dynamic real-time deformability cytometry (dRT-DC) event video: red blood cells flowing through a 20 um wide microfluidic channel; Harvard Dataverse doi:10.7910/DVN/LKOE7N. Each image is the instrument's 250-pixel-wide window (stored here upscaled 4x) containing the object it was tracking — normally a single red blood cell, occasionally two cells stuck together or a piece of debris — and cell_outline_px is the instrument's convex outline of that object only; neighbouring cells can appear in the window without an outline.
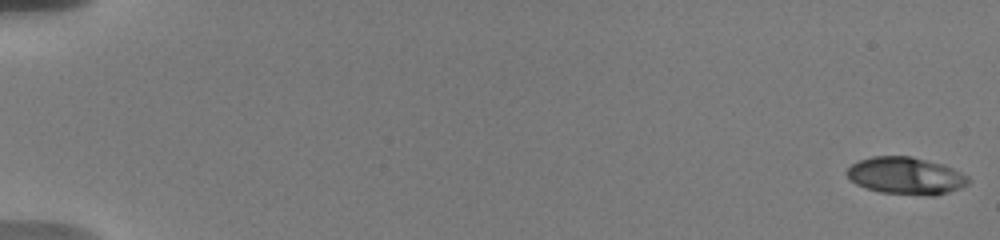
{"species": "human", "species_latin": "Homo sapiens", "temperature_condition": "warm", "stored_images_in_passage": 74, "camera_frame_rate_fps": 3000, "um_per_image_px": 0.085, "donor": {"sex": "male"}, "frame": {"image": 1, "passage_image": 1, "time_ms": 0.0, "image_size_px": [1000, 240], "cell_outline_px": [[972, 180], [968, 184], [960, 188], [936, 196], [928, 196], [880, 192], [856, 184], [844, 172], [852, 164], [860, 160], [872, 156], [912, 156], [944, 164], [968, 176]], "centroid_in_image_um": [77.03, 14.94], "position_along_channel_um": 8.0, "area_um2": 26.47}}
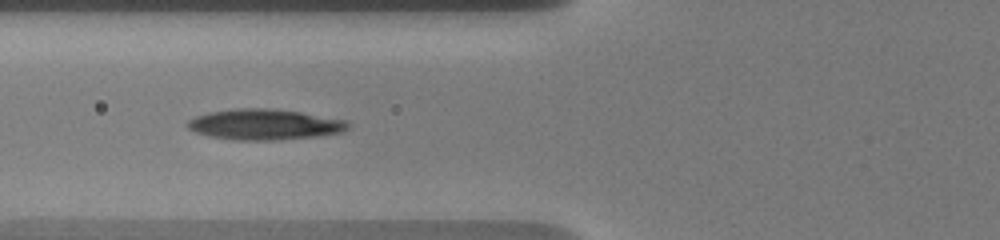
{"frame": {"image": 2, "passage_image": 32, "time_ms": 7.667, "image_size_px": [1000, 240], "cell_outline_px": [[352, 124], [344, 132], [320, 136], [276, 140], [236, 140], [208, 136], [196, 132], [188, 128], [188, 120], [196, 116], [208, 112], [232, 108], [268, 108], [300, 112], [348, 120]], "centroid_in_image_um": [22.53, 10.58], "position_along_channel_um": 103.3, "area_um2": 28.96}}
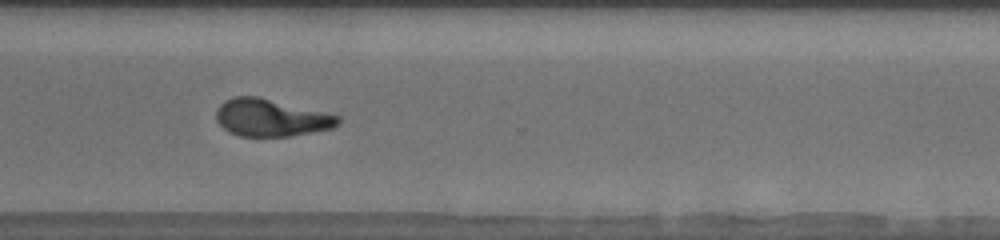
{"frame": {"image": 3, "passage_image": 57, "time_ms": 14.333, "image_size_px": [1000, 240], "cell_outline_px": [[340, 120], [332, 128], [288, 136], [240, 136], [224, 128], [216, 120], [216, 108], [224, 100], [236, 96], [260, 96], [340, 116]], "centroid_in_image_um": [23.0, 9.98], "position_along_channel_um": 347.6, "area_um2": 26.3}, "authors_computed_cell_mechanics": {"area_um2": 26.588, "velocity_mm_per_s": 3.6666, "shape_relaxation_time_tau1_ms": 7.2626, "shape_relaxation_time_tau2_ms": 1.7695, "deformation_change_tau1": 0.2345, "deformation_change_tau2": 0.0783}}